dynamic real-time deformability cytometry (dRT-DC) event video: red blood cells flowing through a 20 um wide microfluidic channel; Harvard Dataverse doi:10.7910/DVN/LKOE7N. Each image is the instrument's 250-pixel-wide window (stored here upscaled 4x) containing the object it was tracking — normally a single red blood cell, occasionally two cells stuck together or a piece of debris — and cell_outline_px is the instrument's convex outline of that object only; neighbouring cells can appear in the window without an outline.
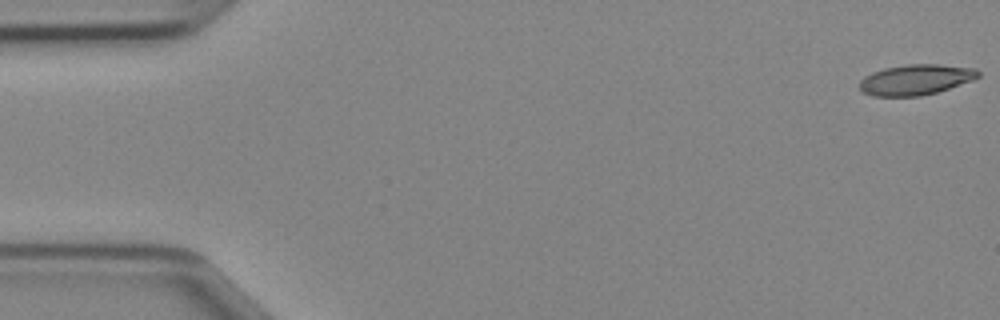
{"species": "Egyptian fruit bat (a non-hibernating species)", "species_latin": "Rousettus aegyptiacus", "temperature_condition": "cold", "stored_images_in_passage": 47, "camera_frame_rate_fps": 3000, "um_per_image_px": 0.085, "animal": {"sex": "female"}, "frame": {"image": 1, "passage_image": 1, "time_ms": 0.0, "image_size_px": [1000, 320], "cell_outline_px": [[980, 76], [972, 80], [936, 92], [920, 96], [872, 96], [864, 92], [860, 88], [860, 80], [864, 76], [872, 72], [884, 68], [908, 64], [936, 64], [976, 68], [980, 72]], "centroid_in_image_um": [77.83, 6.76], "position_along_channel_um": 7.2, "area_um2": 20.98}}
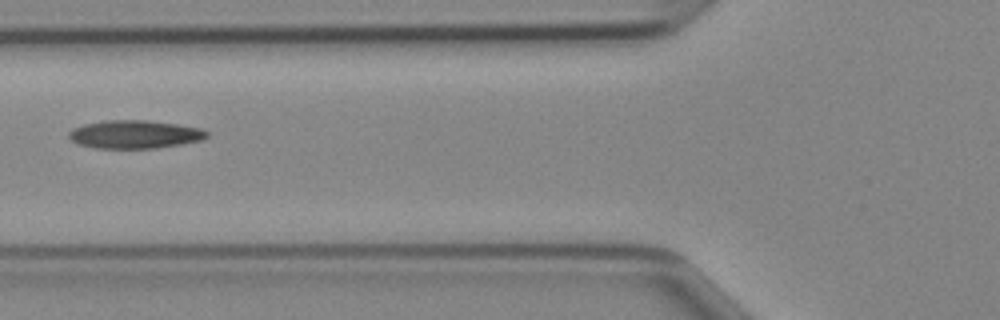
{"frame": {"image": 2, "passage_image": 18, "time_ms": 5.667, "image_size_px": [1000, 320], "cell_outline_px": [[208, 136], [200, 140], [180, 144], [156, 148], [96, 148], [76, 144], [68, 136], [68, 132], [72, 128], [84, 124], [104, 120], [144, 120], [176, 124], [204, 128], [208, 132]], "centroid_in_image_um": [11.42, 11.41], "position_along_channel_um": 114.4, "area_um2": 22.72}}
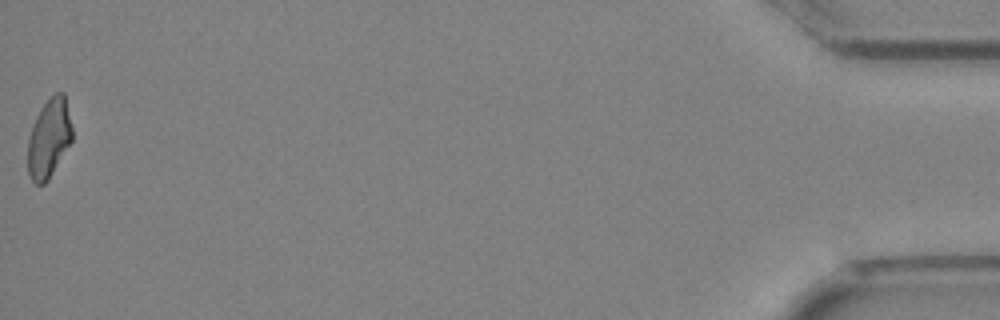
{"frame": {"image": 3, "passage_image": 47, "time_ms": 15.333, "image_size_px": [1000, 320], "cell_outline_px": [[72, 140], [48, 180], [44, 184], [36, 184], [32, 180], [28, 172], [28, 136], [32, 124], [40, 108], [56, 92], [64, 92], [72, 128]], "centroid_in_image_um": [4.15, 11.75], "position_along_channel_um": 431.0, "area_um2": 20.29}}